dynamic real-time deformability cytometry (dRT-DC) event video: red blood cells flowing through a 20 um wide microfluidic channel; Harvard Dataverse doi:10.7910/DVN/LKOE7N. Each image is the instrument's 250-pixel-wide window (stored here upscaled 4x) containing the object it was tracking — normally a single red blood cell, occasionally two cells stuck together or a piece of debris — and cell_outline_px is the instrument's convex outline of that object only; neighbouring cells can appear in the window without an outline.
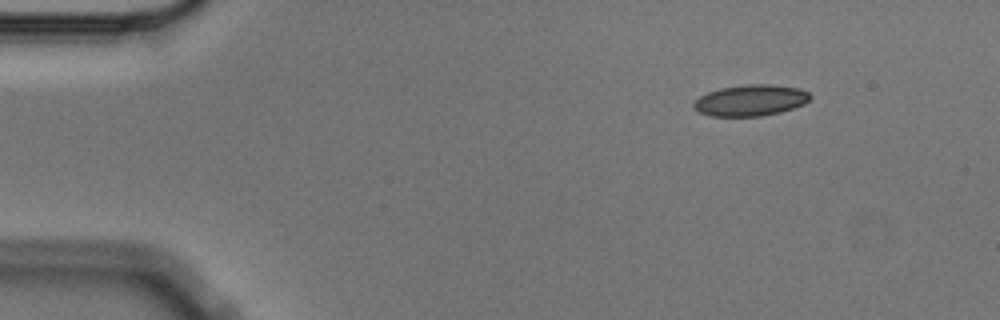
{"species": "Egyptian fruit bat (a non-hibernating species)", "species_latin": "Rousettus aegyptiacus", "temperature_condition": "cold", "stored_images_in_passage": 4, "camera_frame_rate_fps": 3000, "um_per_image_px": 0.085, "animal": {"sex": "male"}, "frame": {"image": 1, "passage_image": 1, "time_ms": 0.0, "image_size_px": [1000, 320], "cell_outline_px": [[812, 96], [804, 104], [780, 112], [760, 116], [708, 116], [692, 108], [692, 104], [700, 96], [708, 92], [720, 88], [748, 84], [772, 84], [800, 88], [808, 92]], "centroid_in_image_um": [63.79, 8.52], "position_along_channel_um": 21.2, "area_um2": 21.21}}
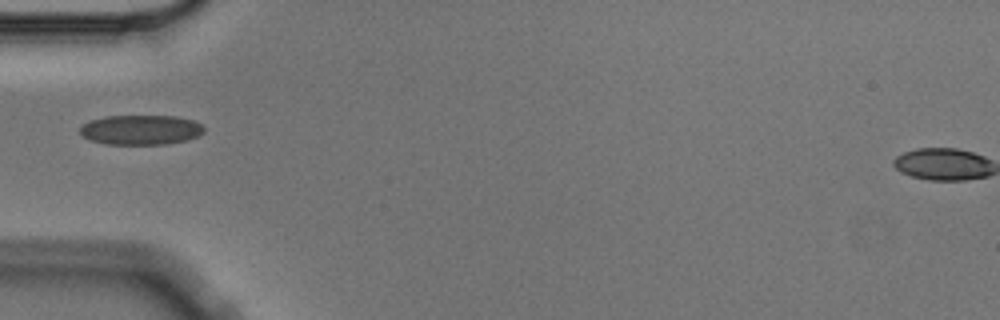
{"frame": {"image": 2, "passage_image": 4, "time_ms": 1.0, "image_size_px": [1000, 320], "cell_outline_px": [[204, 132], [188, 140], [168, 144], [104, 144], [88, 140], [80, 132], [80, 128], [88, 120], [104, 116], [176, 116], [192, 120], [200, 124], [204, 128]], "centroid_in_image_um": [11.94, 11.04], "position_along_channel_um": 73.1, "area_um2": 21.62}}